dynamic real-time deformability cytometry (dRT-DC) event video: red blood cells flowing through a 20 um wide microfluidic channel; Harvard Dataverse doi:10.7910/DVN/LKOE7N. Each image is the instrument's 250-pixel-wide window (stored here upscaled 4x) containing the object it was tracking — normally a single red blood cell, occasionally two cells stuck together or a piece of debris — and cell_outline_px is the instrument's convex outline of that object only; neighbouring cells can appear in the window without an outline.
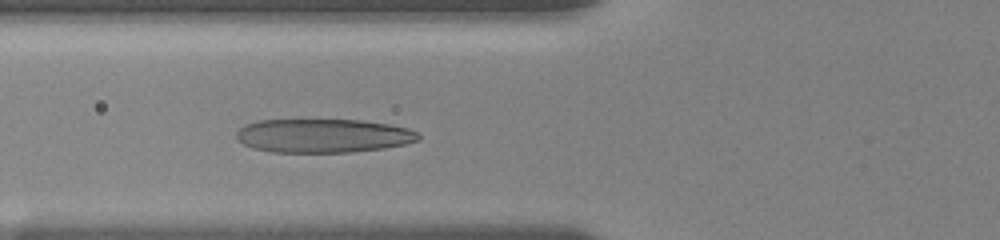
{"species": "human", "species_latin": "Homo sapiens", "temperature_condition": "room temperature", "stored_images_in_passage": 44, "camera_frame_rate_fps": 3000, "um_per_image_px": 0.085, "donor": {"sex": "female"}, "frame": {"image": 1, "passage_image": 34, "time_ms": 5.667, "image_size_px": [1000, 240], "cell_outline_px": [[420, 140], [404, 144], [384, 148], [352, 152], [272, 152], [252, 148], [236, 140], [236, 132], [244, 124], [256, 120], [360, 120], [388, 124], [408, 128], [420, 132]], "centroid_in_image_um": [27.46, 11.53], "position_along_channel_um": 98.3, "area_um2": 36.07}}
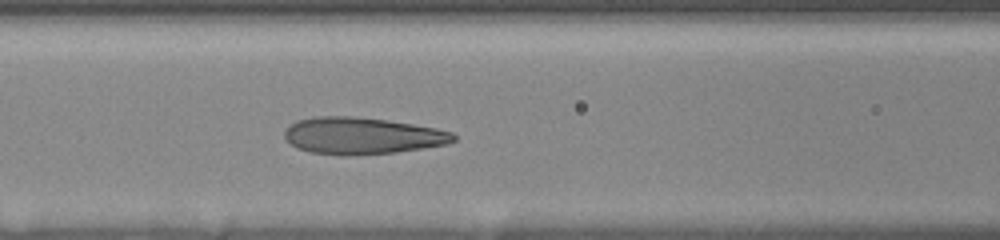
{"frame": {"image": 2, "passage_image": 38, "time_ms": 6.667, "image_size_px": [1000, 240], "cell_outline_px": [[456, 140], [448, 144], [424, 148], [396, 152], [348, 156], [344, 156], [308, 152], [296, 148], [284, 140], [284, 132], [296, 120], [316, 116], [352, 116], [388, 120], [436, 128], [452, 132], [456, 136]], "centroid_in_image_um": [30.76, 11.55], "position_along_channel_um": 135.8, "area_um2": 36.59}}
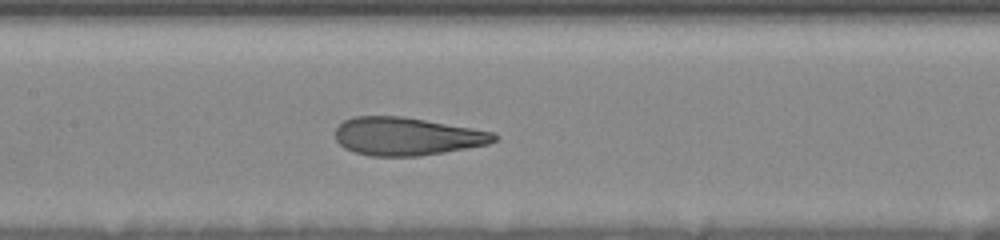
{"frame": {"image": 3, "passage_image": 42, "time_ms": 7.667, "image_size_px": [1000, 240], "cell_outline_px": [[500, 136], [496, 140], [488, 144], [444, 152], [416, 156], [372, 156], [356, 152], [344, 148], [336, 140], [336, 128], [344, 120], [352, 116], [404, 116], [472, 128], [492, 132]], "centroid_in_image_um": [34.57, 11.58], "position_along_channel_um": 172.8, "area_um2": 35.08}}